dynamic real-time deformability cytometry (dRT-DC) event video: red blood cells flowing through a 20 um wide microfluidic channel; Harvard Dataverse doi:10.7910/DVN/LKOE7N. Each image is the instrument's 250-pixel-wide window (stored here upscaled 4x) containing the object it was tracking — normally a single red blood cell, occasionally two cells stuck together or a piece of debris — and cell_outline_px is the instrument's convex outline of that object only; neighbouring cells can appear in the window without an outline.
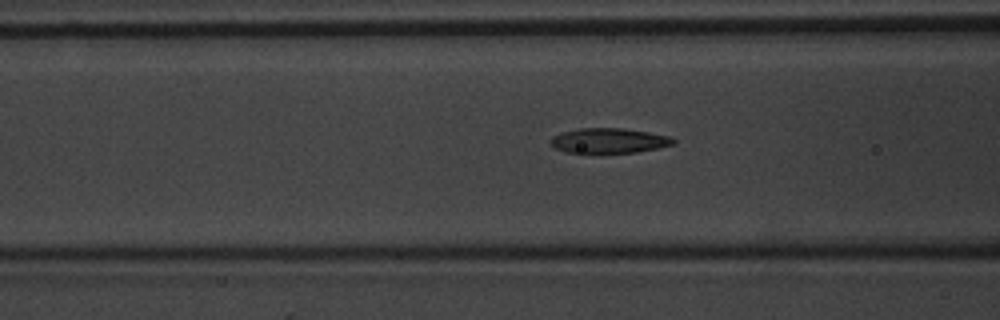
{"species": "common noctule bat (a hibernating species)", "species_latin": "Nyctalus noctula", "temperature_condition": "warm", "stored_images_in_passage": 47, "camera_frame_rate_fps": 3000, "um_per_image_px": 0.085, "animal": {"sex": "male", "body_mass_g": 20.1, "forearm_length_mm": 53.5}, "frame": {"image": 1, "passage_image": 14, "time_ms": 4.333, "image_size_px": [1000, 320], "cell_outline_px": [[676, 144], [636, 152], [600, 156], [564, 152], [556, 148], [548, 140], [552, 136], [564, 132], [580, 128], [620, 128], [648, 132], [672, 136], [676, 140]], "centroid_in_image_um": [51.74, 12.0], "position_along_channel_um": 114.9, "area_um2": 18.73}}
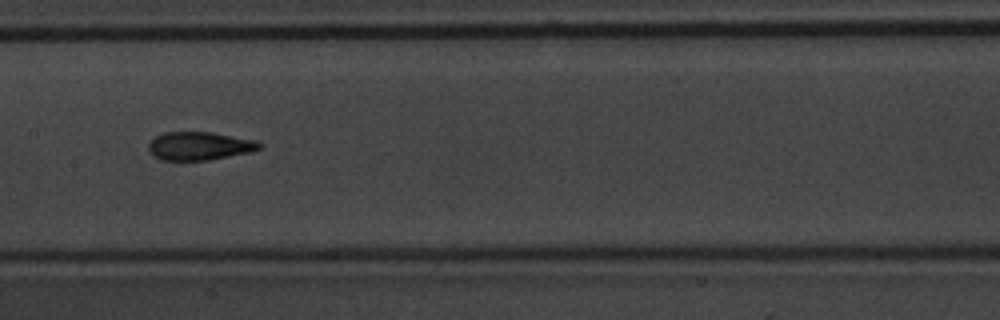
{"frame": {"image": 2, "passage_image": 20, "time_ms": 6.333, "image_size_px": [1000, 320], "cell_outline_px": [[264, 144], [260, 148], [252, 152], [208, 160], [160, 160], [152, 156], [148, 148], [148, 144], [156, 136], [164, 132], [212, 132], [256, 140]], "centroid_in_image_um": [16.97, 12.41], "position_along_channel_um": 190.4, "area_um2": 18.44}}
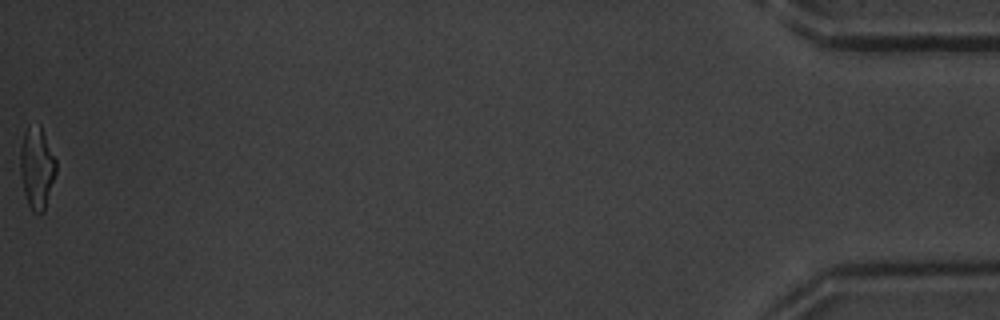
{"frame": {"image": 3, "passage_image": 47, "time_ms": 15.333, "image_size_px": [1000, 320], "cell_outline_px": [[56, 172], [44, 212], [40, 216], [32, 212], [28, 204], [24, 192], [20, 172], [20, 148], [24, 132], [28, 128], [40, 124], [56, 160]], "centroid_in_image_um": [3.13, 14.32], "position_along_channel_um": 432.1, "area_um2": 17.05}, "authors_computed_cell_mechanics": {"area_um2": 17.9758, "velocity_mm_per_s": 3.7589, "shape_relaxation_time_tau1_ms": 4.2976, "shape_relaxation_time_tau2_ms": 1.5384, "deformation_change_tau1": 0.1824, "deformation_change_tau2": 0.0856}}